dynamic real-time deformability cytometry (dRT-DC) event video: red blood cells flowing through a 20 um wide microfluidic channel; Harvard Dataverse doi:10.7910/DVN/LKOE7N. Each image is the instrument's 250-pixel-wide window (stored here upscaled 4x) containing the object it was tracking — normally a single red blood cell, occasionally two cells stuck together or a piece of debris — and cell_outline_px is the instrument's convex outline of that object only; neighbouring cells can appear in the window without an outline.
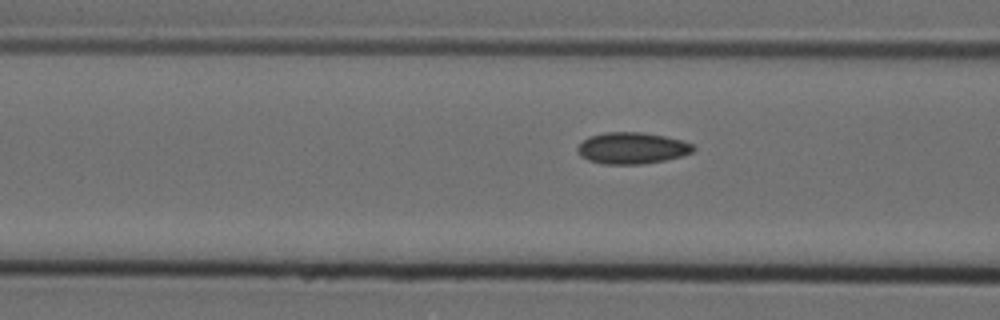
{"species": "Egyptian fruit bat (a non-hibernating species)", "species_latin": "Rousettus aegyptiacus", "temperature_condition": "cold", "stored_images_in_passage": 6, "camera_frame_rate_fps": 3000, "um_per_image_px": 0.085, "animal": {"sex": "female"}, "frame": {"image": 1, "passage_image": 4, "time_ms": 1.0, "image_size_px": [1000, 320], "cell_outline_px": [[696, 148], [692, 152], [680, 156], [664, 160], [644, 164], [604, 164], [588, 160], [580, 156], [576, 148], [588, 136], [604, 132], [640, 132], [664, 136], [680, 140], [692, 144]], "centroid_in_image_um": [53.69, 12.59], "position_along_channel_um": 112.9, "area_um2": 21.15}}